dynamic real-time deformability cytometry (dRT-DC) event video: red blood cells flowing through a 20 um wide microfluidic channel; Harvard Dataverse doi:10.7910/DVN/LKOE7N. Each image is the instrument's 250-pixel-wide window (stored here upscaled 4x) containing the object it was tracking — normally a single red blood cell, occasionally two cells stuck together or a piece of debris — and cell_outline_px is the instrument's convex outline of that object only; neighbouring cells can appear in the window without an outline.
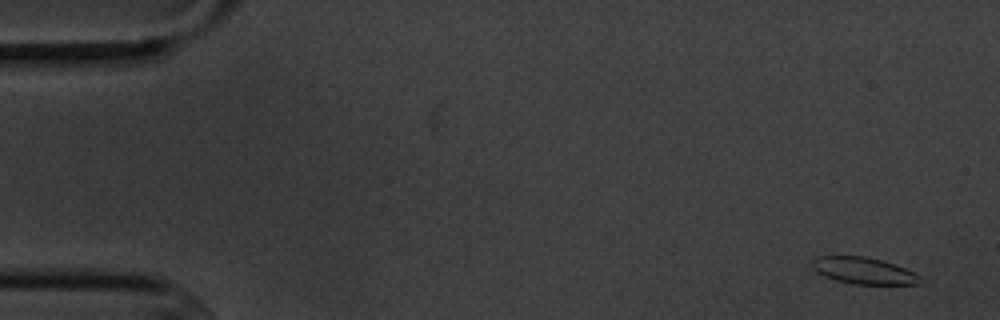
{"species": "common noctule bat (a hibernating species)", "species_latin": "Nyctalus noctula", "temperature_condition": "cold", "stored_images_in_passage": 5, "camera_frame_rate_fps": 3000, "um_per_image_px": 0.085, "animal": {"sex": "male", "body_mass_g": 20.1, "forearm_length_mm": 53.5}, "frame": {"image": 1, "passage_image": 1, "time_ms": 0.0, "image_size_px": [1000, 320], "cell_outline_px": [[920, 284], [852, 284], [836, 280], [824, 276], [816, 272], [812, 268], [812, 260], [816, 256], [868, 256], [904, 268], [920, 276]], "centroid_in_image_um": [73.35, 23.0], "position_along_channel_um": 11.7, "area_um2": 16.65}}